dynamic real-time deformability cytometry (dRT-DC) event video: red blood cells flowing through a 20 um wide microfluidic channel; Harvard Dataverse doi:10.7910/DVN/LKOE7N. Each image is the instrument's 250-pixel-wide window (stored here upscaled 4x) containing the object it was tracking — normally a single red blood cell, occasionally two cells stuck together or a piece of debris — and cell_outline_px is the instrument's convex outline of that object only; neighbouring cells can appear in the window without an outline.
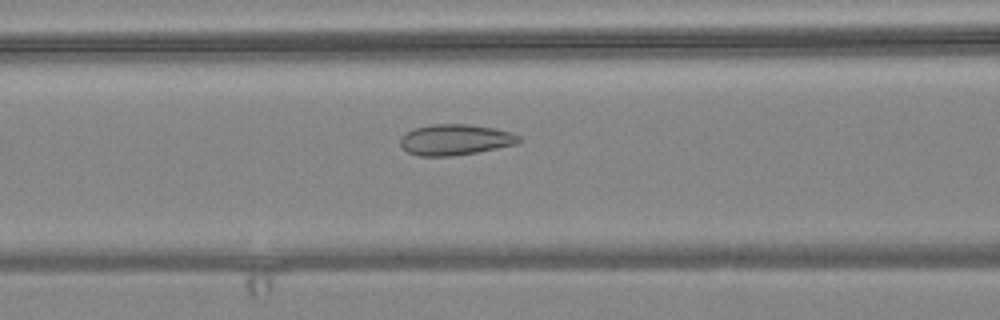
{"species": "common noctule bat (a hibernating species)", "species_latin": "Nyctalus noctula", "temperature_condition": "warm", "stored_images_in_passage": 55, "camera_frame_rate_fps": 3000, "um_per_image_px": 0.085, "animal": {"sex": "female", "body_mass_g": 24.6, "forearm_length_mm": 56.2}, "frame": {"image": 1, "passage_image": 22, "time_ms": 7.0, "image_size_px": [1000, 320], "cell_outline_px": [[520, 140], [516, 144], [476, 152], [452, 156], [420, 156], [408, 152], [400, 144], [400, 136], [404, 132], [416, 128], [432, 124], [468, 124], [492, 128], [512, 132], [520, 136]], "centroid_in_image_um": [38.66, 11.87], "position_along_channel_um": 127.9, "area_um2": 21.21}}
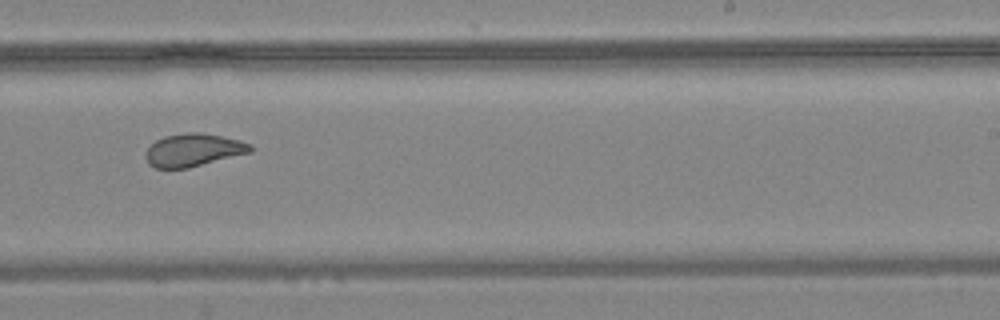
{"frame": {"image": 2, "passage_image": 34, "time_ms": 11.0, "image_size_px": [1000, 320], "cell_outline_px": [[252, 152], [188, 168], [156, 168], [148, 164], [144, 156], [148, 148], [156, 140], [164, 136], [188, 132], [200, 132], [240, 140], [252, 144]], "centroid_in_image_um": [16.43, 12.75], "position_along_channel_um": 272.6, "area_um2": 20.06}}
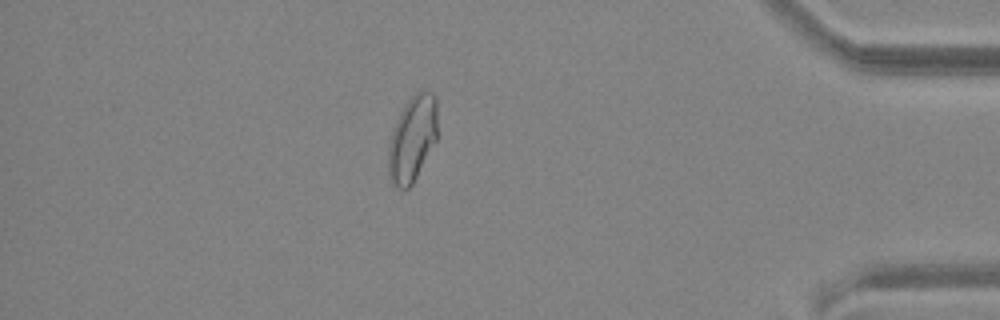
{"frame": {"image": 3, "passage_image": 48, "time_ms": 15.667, "image_size_px": [1000, 320], "cell_outline_px": [[436, 140], [412, 184], [408, 188], [400, 188], [392, 184], [388, 180], [388, 144], [392, 128], [400, 112], [408, 100], [416, 92], [432, 92], [436, 96]], "centroid_in_image_um": [35.01, 11.81], "position_along_channel_um": 400.2, "area_um2": 24.45}, "authors_computed_cell_mechanics": {"area_um2": 23.8714, "velocity_mm_per_s": 3.6251, "shape_relaxation_time_tau1_ms": null, "shape_relaxation_time_tau2_ms": 1.3659, "deformation_change_tau1": null, "deformation_change_tau2": 0.0568}}